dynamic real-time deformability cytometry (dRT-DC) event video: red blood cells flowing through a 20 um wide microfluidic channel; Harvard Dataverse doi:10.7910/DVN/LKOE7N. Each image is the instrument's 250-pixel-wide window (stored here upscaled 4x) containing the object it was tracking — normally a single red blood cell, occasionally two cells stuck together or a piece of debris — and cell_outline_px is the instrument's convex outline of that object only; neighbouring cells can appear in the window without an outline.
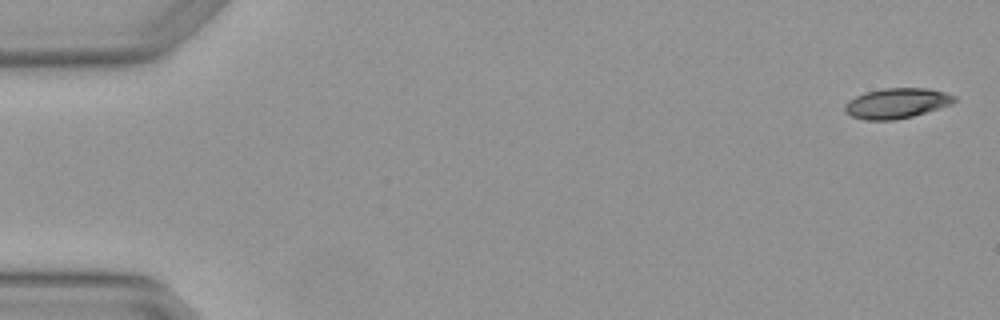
{"species": "Egyptian fruit bat (a non-hibernating species)", "species_latin": "Rousettus aegyptiacus", "temperature_condition": "warm", "stored_images_in_passage": 4, "camera_frame_rate_fps": 3000, "um_per_image_px": 0.085, "animal": {"sex": "female"}, "frame": {"image": 1, "passage_image": 1, "time_ms": 0.0, "image_size_px": [1000, 320], "cell_outline_px": [[956, 100], [948, 104], [912, 116], [892, 120], [864, 120], [852, 116], [844, 112], [844, 104], [848, 100], [856, 96], [868, 92], [884, 88], [928, 88], [944, 92], [956, 96]], "centroid_in_image_um": [76.16, 8.77], "position_along_channel_um": 8.8, "area_um2": 18.96}}
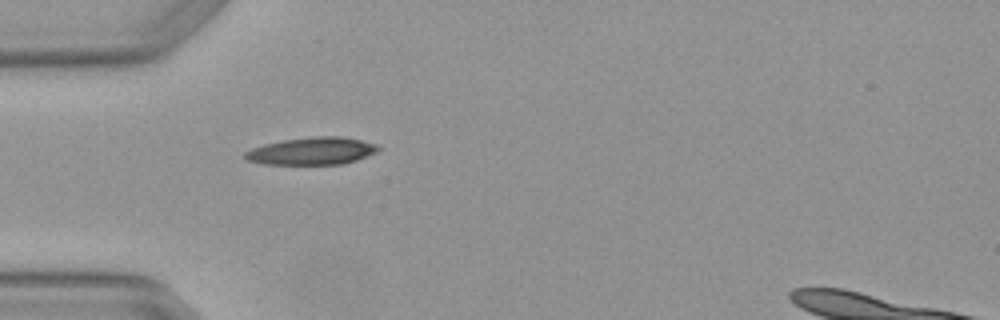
{"frame": {"image": 2, "passage_image": 4, "time_ms": 1.0, "image_size_px": [1000, 320], "cell_outline_px": [[380, 148], [376, 152], [356, 160], [344, 164], [260, 164], [248, 160], [244, 156], [244, 152], [252, 148], [264, 144], [284, 140], [312, 136], [340, 136], [360, 140], [376, 144]], "centroid_in_image_um": [26.5, 12.84], "position_along_channel_um": 58.5, "area_um2": 21.21}}